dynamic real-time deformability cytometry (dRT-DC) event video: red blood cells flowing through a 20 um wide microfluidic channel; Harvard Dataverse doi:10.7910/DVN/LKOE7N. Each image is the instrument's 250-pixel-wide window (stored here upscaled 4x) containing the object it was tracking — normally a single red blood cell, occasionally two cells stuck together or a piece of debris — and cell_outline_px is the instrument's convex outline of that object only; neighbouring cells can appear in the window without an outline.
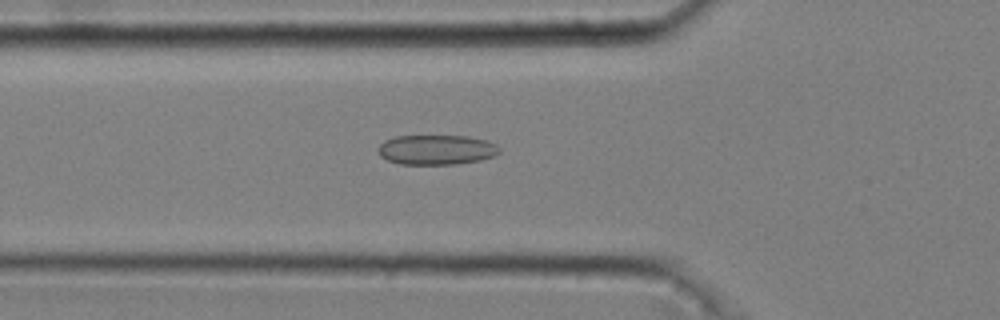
{"species": "common noctule bat (a hibernating species)", "species_latin": "Nyctalus noctula", "temperature_condition": "cold", "stored_images_in_passage": 49, "camera_frame_rate_fps": 3000, "um_per_image_px": 0.085, "animal": {"sex": "male", "body_mass_g": 20.4}, "frame": {"image": 1, "passage_image": 18, "time_ms": 5.667, "image_size_px": [1000, 320], "cell_outline_px": [[500, 152], [492, 156], [480, 160], [456, 164], [400, 164], [388, 160], [380, 156], [376, 148], [384, 140], [396, 136], [468, 136], [488, 140], [496, 144], [500, 148]], "centroid_in_image_um": [37.09, 12.72], "position_along_channel_um": 88.7, "area_um2": 21.21}}
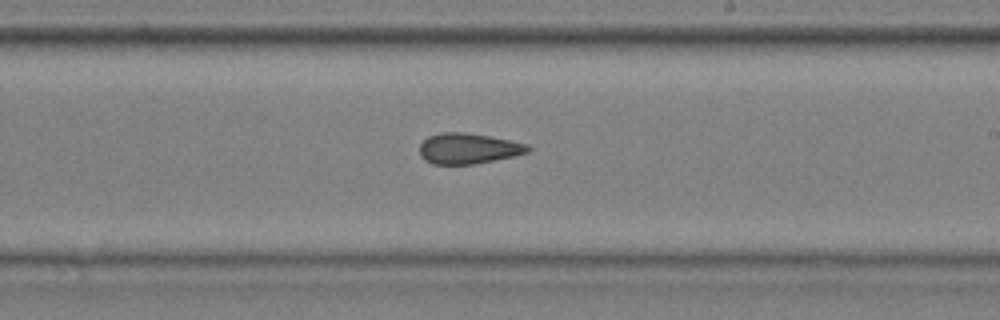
{"frame": {"image": 2, "passage_image": 31, "time_ms": 10.0, "image_size_px": [1000, 320], "cell_outline_px": [[532, 148], [528, 152], [512, 156], [472, 164], [432, 164], [424, 160], [420, 156], [420, 144], [428, 136], [440, 132], [464, 132], [488, 136], [528, 144]], "centroid_in_image_um": [39.76, 12.62], "position_along_channel_um": 249.2, "area_um2": 19.19}}
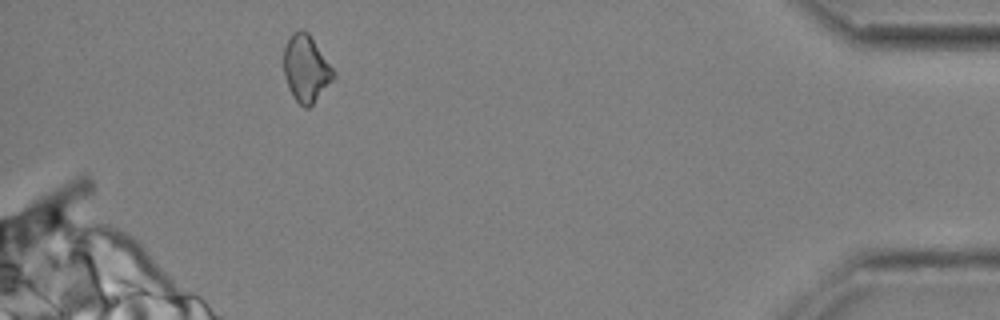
{"frame": {"image": 3, "passage_image": 48, "time_ms": 15.667, "image_size_px": [1000, 320], "cell_outline_px": [[336, 76], [312, 104], [308, 108], [304, 108], [292, 96], [288, 88], [284, 76], [284, 48], [292, 32], [300, 28], [308, 32], [332, 68]], "centroid_in_image_um": [25.99, 5.82], "position_along_channel_um": 409.2, "area_um2": 19.13}, "authors_computed_cell_mechanics": {"area_um2": 19.7676, "velocity_mm_per_s": 3.6993, "shape_relaxation_time_tau1_ms": null, "shape_relaxation_time_tau2_ms": 3.68, "deformation_change_tau1": null, "deformation_change_tau2": 0.1259}}